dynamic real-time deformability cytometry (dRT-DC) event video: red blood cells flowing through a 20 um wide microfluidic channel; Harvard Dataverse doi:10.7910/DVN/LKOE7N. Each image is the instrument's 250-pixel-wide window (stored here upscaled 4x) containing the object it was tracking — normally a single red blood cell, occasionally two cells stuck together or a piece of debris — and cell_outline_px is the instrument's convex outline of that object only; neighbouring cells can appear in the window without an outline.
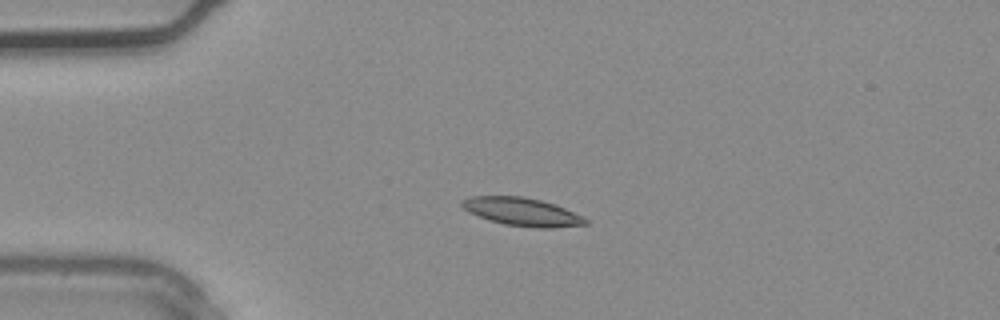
{"species": "common noctule bat (a hibernating species)", "species_latin": "Nyctalus noctula", "temperature_condition": "warm", "stored_images_in_passage": 2, "camera_frame_rate_fps": 3000, "um_per_image_px": 0.085, "animal": {"sex": "male", "body_mass_g": 20.4}, "frame": {"image": 1, "passage_image": 1, "time_ms": 0.0, "image_size_px": [1000, 320], "cell_outline_px": [[588, 224], [552, 228], [536, 228], [504, 224], [488, 220], [468, 212], [460, 204], [460, 200], [472, 196], [524, 196], [556, 204], [584, 216], [588, 220]], "centroid_in_image_um": [44.39, 18.0], "position_along_channel_um": 40.6, "area_um2": 20.46}}